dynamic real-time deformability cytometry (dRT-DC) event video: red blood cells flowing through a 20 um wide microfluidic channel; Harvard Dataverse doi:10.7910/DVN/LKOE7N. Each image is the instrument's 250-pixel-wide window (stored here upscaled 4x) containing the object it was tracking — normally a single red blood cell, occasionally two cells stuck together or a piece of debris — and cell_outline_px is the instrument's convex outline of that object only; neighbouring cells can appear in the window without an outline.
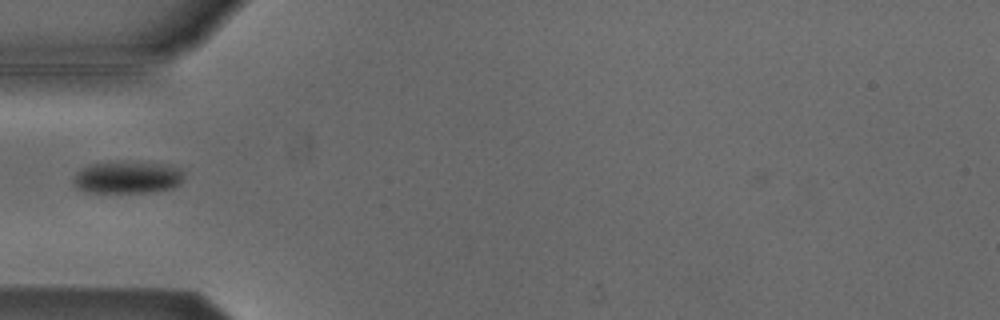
{"species": "Egyptian fruit bat (a non-hibernating species)", "species_latin": "Rousettus aegyptiacus", "temperature_condition": "cold", "stored_images_in_passage": 1, "camera_frame_rate_fps": 3000, "um_per_image_px": 0.085, "animal": {"sex": "male"}, "frame": {"image": 1, "passage_image": 1, "time_ms": 0.0, "image_size_px": [1000, 320], "cell_outline_px": [[184, 180], [180, 184], [172, 188], [156, 192], [84, 192], [76, 188], [72, 184], [72, 180], [88, 164], [108, 160], [164, 164], [180, 168], [184, 172]], "centroid_in_image_um": [10.85, 15.06], "position_along_channel_um": 74.2, "area_um2": 21.27}}